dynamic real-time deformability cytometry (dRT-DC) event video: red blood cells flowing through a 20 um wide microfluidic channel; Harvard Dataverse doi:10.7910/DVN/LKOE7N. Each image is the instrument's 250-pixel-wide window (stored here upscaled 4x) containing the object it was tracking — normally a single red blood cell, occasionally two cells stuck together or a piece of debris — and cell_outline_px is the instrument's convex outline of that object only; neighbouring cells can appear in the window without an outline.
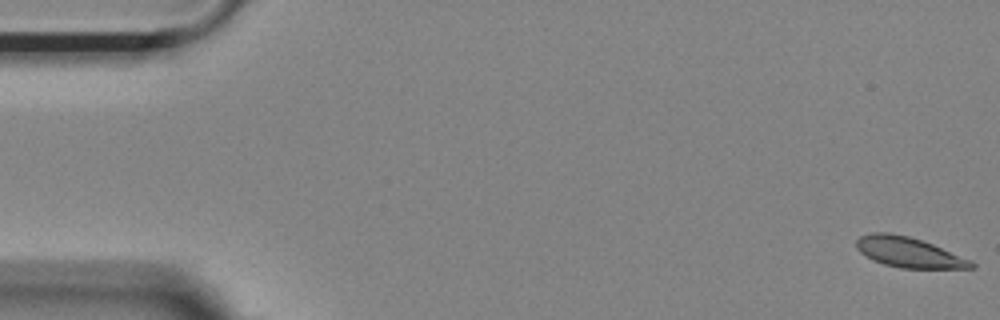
{"species": "Egyptian fruit bat (a non-hibernating species)", "species_latin": "Rousettus aegyptiacus", "temperature_condition": "room temperature", "stored_images_in_passage": 54, "camera_frame_rate_fps": 3000, "um_per_image_px": 0.085, "animal": {"sex": "female"}, "frame": {"image": 1, "passage_image": 1, "time_ms": 0.0, "image_size_px": [1000, 320], "cell_outline_px": [[976, 264], [972, 268], [900, 268], [884, 264], [860, 252], [856, 248], [856, 240], [860, 236], [872, 232], [888, 232], [908, 236], [932, 244], [972, 260]], "centroid_in_image_um": [77.24, 21.44], "position_along_channel_um": 7.8, "area_um2": 20.0}}
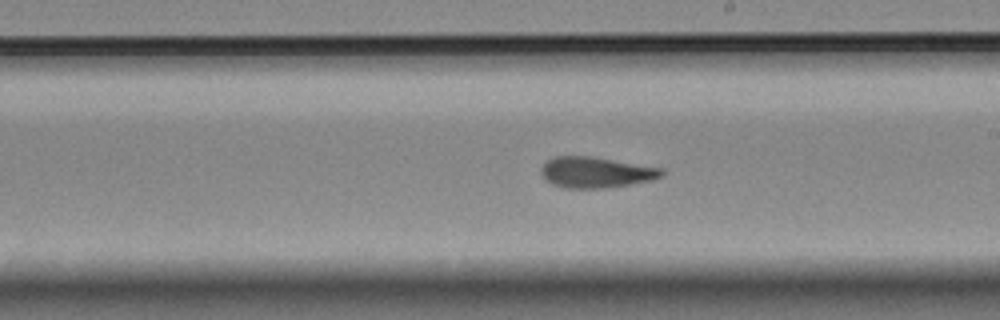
{"frame": {"image": 2, "passage_image": 31, "time_ms": 10.0, "image_size_px": [1000, 320], "cell_outline_px": [[664, 176], [652, 180], [632, 184], [604, 188], [564, 188], [552, 184], [544, 180], [540, 172], [540, 168], [552, 156], [588, 156], [664, 168]], "centroid_in_image_um": [50.64, 14.65], "position_along_channel_um": 238.4, "area_um2": 21.85}}
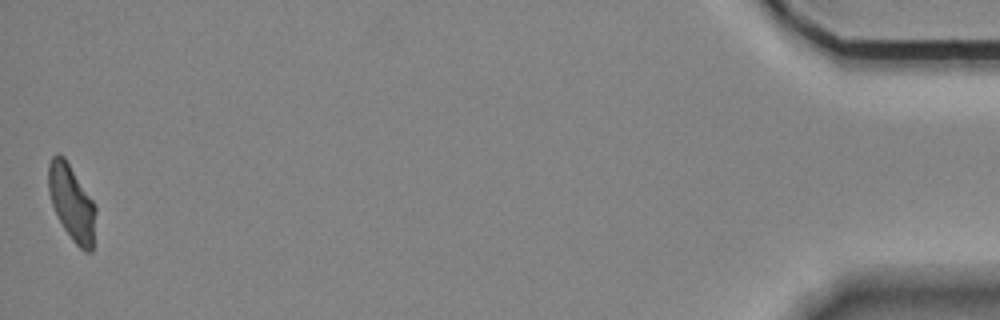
{"frame": {"image": 3, "passage_image": 54, "time_ms": 17.667, "image_size_px": [1000, 320], "cell_outline_px": [[96, 212], [92, 252], [84, 252], [72, 240], [64, 228], [52, 204], [48, 192], [48, 164], [52, 156], [56, 152], [64, 156], [92, 200], [96, 208]], "centroid_in_image_um": [6.09, 17.22], "position_along_channel_um": 429.1, "area_um2": 20.69}, "authors_computed_cell_mechanics": {"area_um2": 21.4438, "velocity_mm_per_s": 3.6959, "shape_relaxation_time_tau1_ms": 10.4693, "shape_relaxation_time_tau2_ms": 3.174, "deformation_change_tau1": 0.258, "deformation_change_tau2": 0.1125}}